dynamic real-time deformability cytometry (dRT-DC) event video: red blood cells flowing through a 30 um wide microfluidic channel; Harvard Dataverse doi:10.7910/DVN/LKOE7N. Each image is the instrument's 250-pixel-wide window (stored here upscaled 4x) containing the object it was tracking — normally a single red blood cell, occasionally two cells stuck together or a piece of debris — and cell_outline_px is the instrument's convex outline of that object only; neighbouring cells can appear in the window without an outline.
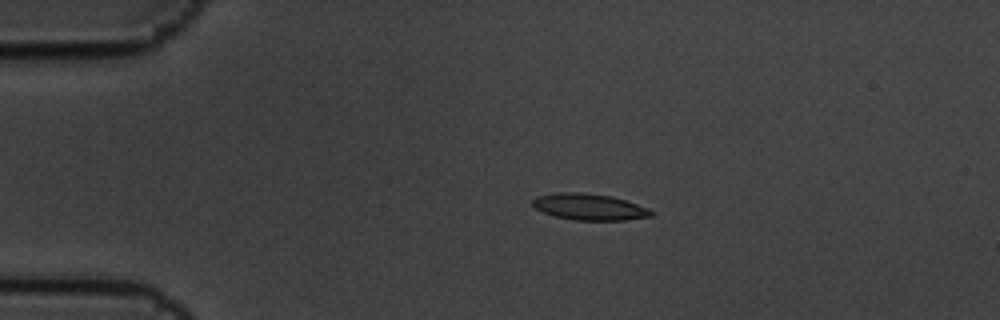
{"species": "common noctule bat (a hibernating species)", "species_latin": "Nyctalus noctula", "temperature_condition": "cold", "stored_images_in_passage": 14, "camera_frame_rate_fps": 3000, "um_per_image_px": 0.085, "animal": {"sex": "male", "body_mass_g": 19.5, "forearm_length_mm": 54.6}, "frame": {"image": 1, "passage_image": 2, "time_ms": 0.333, "image_size_px": [1000, 320], "cell_outline_px": [[652, 216], [624, 220], [576, 220], [556, 216], [544, 212], [536, 208], [532, 204], [532, 200], [536, 196], [556, 192], [584, 192], [612, 196], [648, 208], [652, 212]], "centroid_in_image_um": [50.06, 17.57], "position_along_channel_um": 34.9, "area_um2": 18.09}}
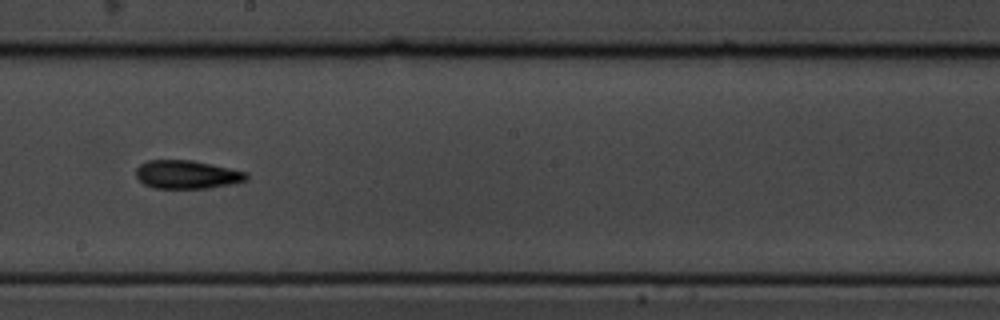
{"frame": {"image": 2, "passage_image": 8, "time_ms": 2.333, "image_size_px": [1000, 320], "cell_outline_px": [[248, 180], [232, 184], [208, 188], [152, 188], [144, 184], [136, 176], [136, 168], [140, 164], [148, 160], [192, 160], [212, 164], [248, 172]], "centroid_in_image_um": [15.91, 14.83], "position_along_channel_um": 232.3, "area_um2": 18.38}}
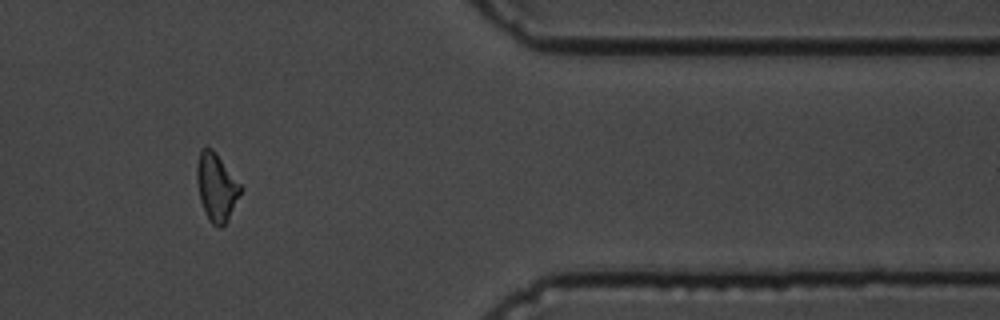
{"frame": {"image": 3, "passage_image": 12, "time_ms": 3.667, "image_size_px": [1000, 320], "cell_outline_px": [[244, 188], [228, 220], [220, 228], [216, 228], [212, 224], [200, 200], [196, 180], [196, 164], [200, 148], [212, 148], [216, 152]], "centroid_in_image_um": [18.41, 15.88], "position_along_channel_um": 393.0, "area_um2": 17.46}}